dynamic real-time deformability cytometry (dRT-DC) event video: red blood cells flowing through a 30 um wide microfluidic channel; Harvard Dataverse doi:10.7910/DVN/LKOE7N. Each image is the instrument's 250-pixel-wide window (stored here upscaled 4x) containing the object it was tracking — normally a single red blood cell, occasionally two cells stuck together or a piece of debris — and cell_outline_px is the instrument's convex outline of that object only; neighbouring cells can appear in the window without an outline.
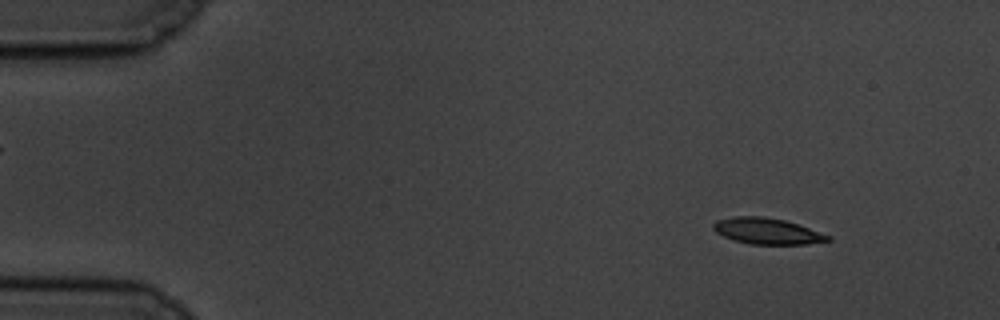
{"species": "common noctule bat (a hibernating species)", "species_latin": "Nyctalus noctula", "temperature_condition": "cold", "stored_images_in_passage": 58, "camera_frame_rate_fps": 3000, "um_per_image_px": 0.085, "animal": {"sex": "male", "body_mass_g": 19.5, "forearm_length_mm": 54.6}, "frame": {"image": 1, "passage_image": 6, "time_ms": 1.667, "image_size_px": [1000, 320], "cell_outline_px": [[832, 240], [808, 244], [752, 244], [736, 240], [724, 236], [716, 232], [712, 228], [712, 224], [716, 220], [732, 216], [764, 216], [784, 220], [832, 236]], "centroid_in_image_um": [65.19, 19.63], "position_along_channel_um": 19.8, "area_um2": 17.34}}
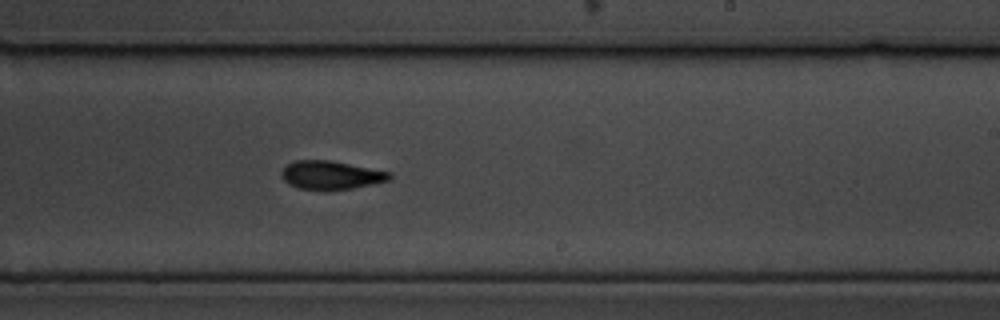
{"frame": {"image": 2, "passage_image": 35, "time_ms": 11.333, "image_size_px": [1000, 320], "cell_outline_px": [[392, 176], [388, 180], [372, 184], [332, 192], [328, 192], [296, 188], [288, 184], [280, 176], [280, 172], [292, 160], [328, 160], [392, 172]], "centroid_in_image_um": [28.08, 14.91], "position_along_channel_um": 260.9, "area_um2": 18.38}}
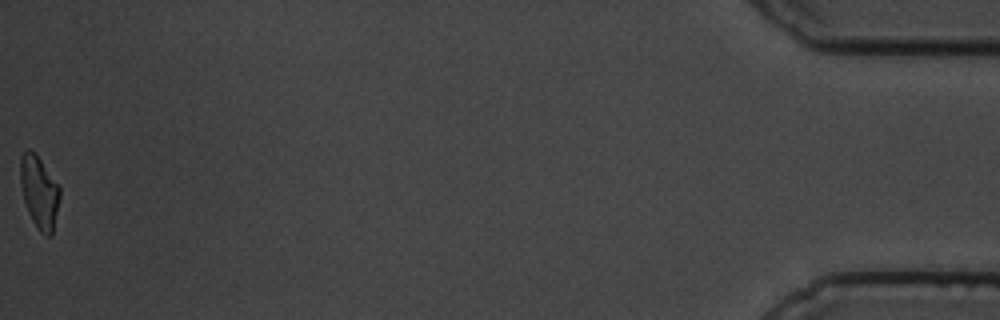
{"frame": {"image": 3, "passage_image": 58, "time_ms": 19.0, "image_size_px": [1000, 320], "cell_outline_px": [[60, 196], [52, 236], [44, 236], [36, 228], [28, 212], [24, 200], [20, 184], [20, 156], [28, 148], [36, 152], [60, 184]], "centroid_in_image_um": [3.35, 16.29], "position_along_channel_um": 431.9, "area_um2": 17.17}, "authors_computed_cell_mechanics": {"area_um2": 17.8313, "velocity_mm_per_s": 3.4554, "shape_relaxation_time_tau1_ms": 2.7108, "shape_relaxation_time_tau2_ms": 4.98, "deformation_change_tau1": 0.1199, "deformation_change_tau2": 0.1252}}